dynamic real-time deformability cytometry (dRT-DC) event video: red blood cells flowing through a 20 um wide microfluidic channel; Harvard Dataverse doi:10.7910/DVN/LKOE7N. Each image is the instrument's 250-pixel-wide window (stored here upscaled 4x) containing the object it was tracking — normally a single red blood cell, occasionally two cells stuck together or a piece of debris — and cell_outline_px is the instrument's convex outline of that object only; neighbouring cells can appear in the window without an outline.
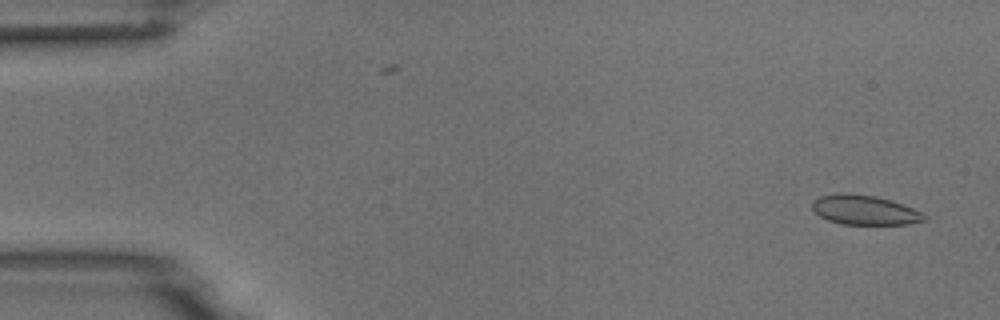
{"species": "common noctule bat (a hibernating species)", "species_latin": "Nyctalus noctula", "temperature_condition": "room temperature", "stored_images_in_passage": 2, "camera_frame_rate_fps": 3000, "um_per_image_px": 0.085, "animal": {"sex": "male", "body_mass_g": 18.8}, "frame": {"image": 1, "passage_image": 2, "time_ms": 1.0, "image_size_px": [1000, 320], "cell_outline_px": [[928, 216], [924, 220], [908, 224], [840, 224], [828, 220], [820, 216], [812, 208], [812, 204], [820, 196], [844, 192], [848, 192], [876, 196], [892, 200], [912, 208]], "centroid_in_image_um": [73.49, 17.84], "position_along_channel_um": 11.5, "area_um2": 19.25}}